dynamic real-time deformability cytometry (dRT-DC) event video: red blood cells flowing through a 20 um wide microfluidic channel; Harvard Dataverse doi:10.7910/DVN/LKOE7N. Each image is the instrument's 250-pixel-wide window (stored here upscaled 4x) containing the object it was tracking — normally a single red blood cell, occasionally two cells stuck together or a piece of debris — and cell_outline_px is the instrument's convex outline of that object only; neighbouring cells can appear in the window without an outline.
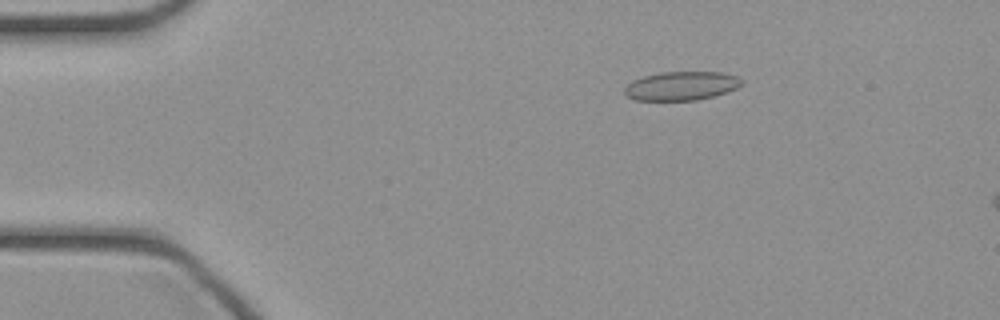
{"species": "common noctule bat (a hibernating species)", "species_latin": "Nyctalus noctula", "temperature_condition": "cold", "stored_images_in_passage": 13, "camera_frame_rate_fps": 3000, "um_per_image_px": 0.085, "animal": {"sex": "female", "body_mass_g": 21.9}, "frame": {"image": 1, "passage_image": 8, "time_ms": 2.333, "image_size_px": [1000, 320], "cell_outline_px": [[744, 84], [728, 92], [696, 100], [636, 100], [628, 96], [624, 92], [624, 88], [632, 80], [644, 76], [660, 72], [720, 72], [736, 76], [744, 80]], "centroid_in_image_um": [57.94, 7.29], "position_along_channel_um": 27.1, "area_um2": 19.65}}